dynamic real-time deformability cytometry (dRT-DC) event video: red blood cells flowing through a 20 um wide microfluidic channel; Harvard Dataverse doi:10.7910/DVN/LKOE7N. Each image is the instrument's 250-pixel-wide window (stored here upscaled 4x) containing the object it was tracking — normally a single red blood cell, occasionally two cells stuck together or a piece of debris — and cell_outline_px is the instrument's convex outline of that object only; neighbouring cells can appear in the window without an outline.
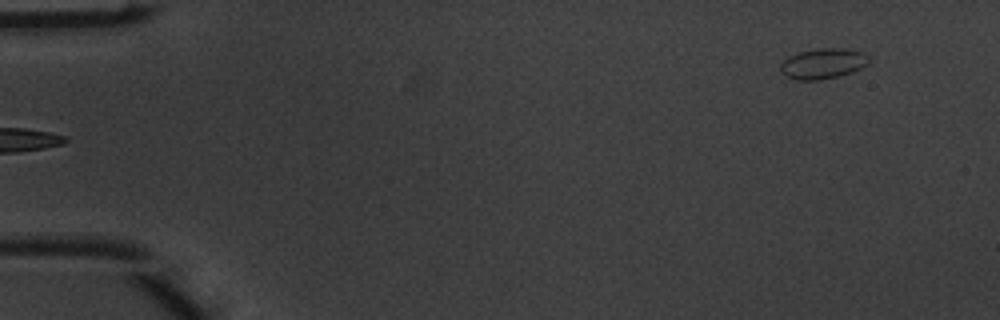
{"species": "common noctule bat (a hibernating species)", "species_latin": "Nyctalus noctula", "temperature_condition": "warm", "stored_images_in_passage": 4, "camera_frame_rate_fps": 3000, "um_per_image_px": 0.085, "animal": {"sex": "male", "body_mass_g": 20.1, "forearm_length_mm": 53.5}, "frame": {"image": 1, "passage_image": 4, "time_ms": 1.0, "image_size_px": [1000, 320], "cell_outline_px": [[872, 56], [868, 64], [852, 72], [820, 80], [796, 80], [784, 76], [780, 72], [780, 64], [788, 56], [800, 52], [816, 48], [844, 48], [860, 52]], "centroid_in_image_um": [69.94, 5.4], "position_along_channel_um": 15.1, "area_um2": 15.84}}